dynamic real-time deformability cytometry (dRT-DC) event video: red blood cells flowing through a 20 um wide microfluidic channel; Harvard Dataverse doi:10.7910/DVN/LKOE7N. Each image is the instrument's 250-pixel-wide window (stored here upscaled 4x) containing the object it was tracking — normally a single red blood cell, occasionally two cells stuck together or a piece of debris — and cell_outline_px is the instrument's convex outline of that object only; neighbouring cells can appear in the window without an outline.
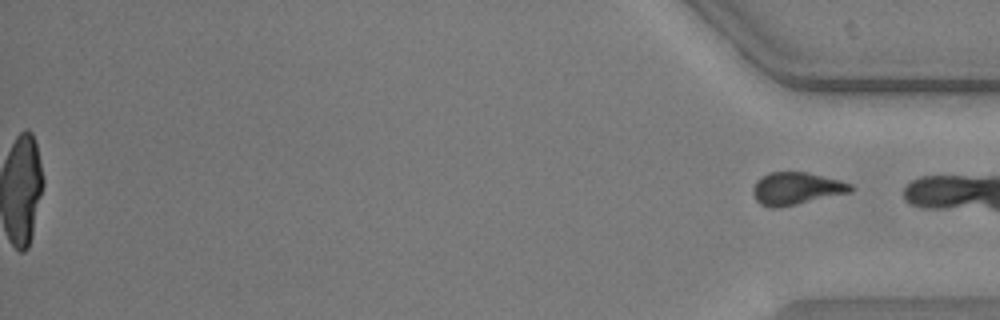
{"species": "common noctule bat (a hibernating species)", "species_latin": "Nyctalus noctula", "temperature_condition": "warm", "stored_images_in_passage": 47, "segment_of_instrument_passage": [2, 2], "camera_frame_rate_fps": 3000, "um_per_image_px": 0.085, "animal": {"sex": "male", "body_mass_g": 20.5, "forearm_length_mm": 52.5}, "frame": {"image": 1, "passage_image": 47, "time_ms": 15.333, "image_size_px": [1000, 320], "cell_outline_px": [[852, 192], [780, 208], [768, 208], [760, 204], [756, 200], [752, 192], [752, 188], [756, 180], [760, 176], [768, 172], [808, 172], [840, 180], [852, 184]], "centroid_in_image_um": [67.65, 16.03], "position_along_channel_um": 367.5, "area_um2": 18.79}}